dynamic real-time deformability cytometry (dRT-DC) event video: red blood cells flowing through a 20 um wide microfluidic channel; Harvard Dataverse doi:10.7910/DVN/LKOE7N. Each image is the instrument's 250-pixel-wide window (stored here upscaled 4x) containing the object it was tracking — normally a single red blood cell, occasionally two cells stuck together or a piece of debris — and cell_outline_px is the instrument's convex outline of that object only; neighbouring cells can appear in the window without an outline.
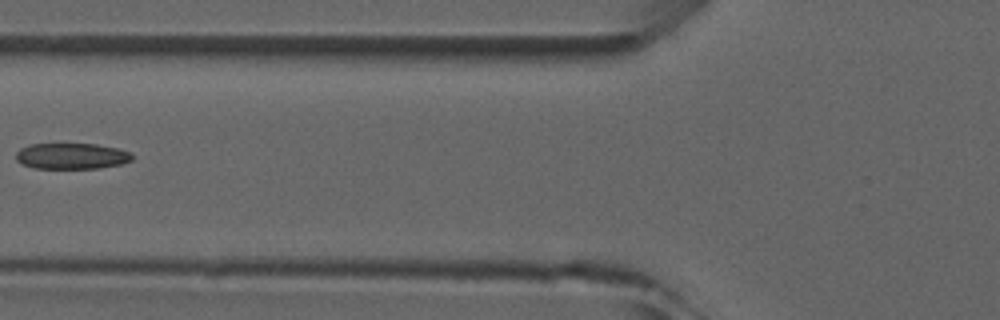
{"species": "common noctule bat (a hibernating species)", "species_latin": "Nyctalus noctula", "temperature_condition": "room temperature", "stored_images_in_passage": 6, "camera_frame_rate_fps": 3000, "um_per_image_px": 0.085, "animal": {"sex": "male", "forearm_length_mm": 52.5}, "frame": {"image": 1, "passage_image": 6, "time_ms": 5.667, "image_size_px": [1000, 320], "cell_outline_px": [[132, 160], [120, 164], [100, 168], [32, 168], [20, 164], [16, 160], [16, 152], [20, 148], [32, 144], [96, 144], [120, 148], [132, 152]], "centroid_in_image_um": [6.09, 13.26], "position_along_channel_um": 119.7, "area_um2": 17.74}}